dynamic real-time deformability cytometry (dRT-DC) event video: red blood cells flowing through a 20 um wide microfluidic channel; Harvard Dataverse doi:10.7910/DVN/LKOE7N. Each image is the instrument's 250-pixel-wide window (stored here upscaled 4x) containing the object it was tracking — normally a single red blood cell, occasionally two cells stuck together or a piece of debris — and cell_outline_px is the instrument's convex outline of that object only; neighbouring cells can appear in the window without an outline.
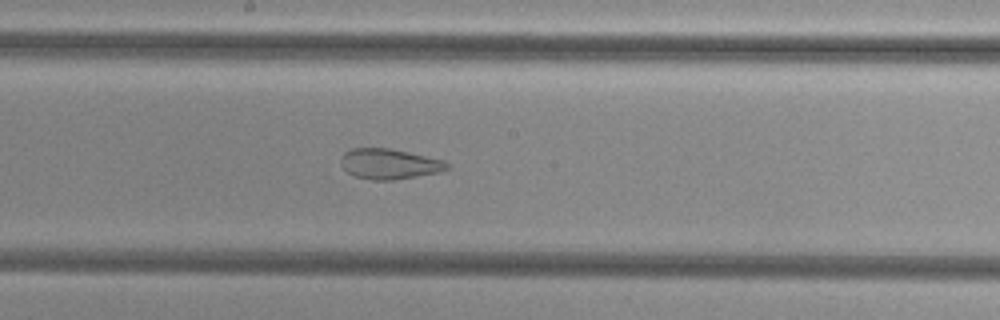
{"species": "common noctule bat (a hibernating species)", "species_latin": "Nyctalus noctula", "temperature_condition": "cold", "stored_images_in_passage": 55, "camera_frame_rate_fps": 3000, "um_per_image_px": 0.085, "animal": {"sex": "female", "body_mass_g": 29.2, "forearm_length_mm": 56.3}, "frame": {"image": 1, "passage_image": 30, "time_ms": 9.667, "image_size_px": [1000, 320], "cell_outline_px": [[448, 168], [440, 172], [392, 180], [372, 180], [356, 176], [348, 172], [340, 164], [340, 160], [344, 152], [352, 148], [388, 148], [408, 152], [444, 160], [448, 164]], "centroid_in_image_um": [33.07, 13.93], "position_along_channel_um": 215.1, "area_um2": 18.61}}
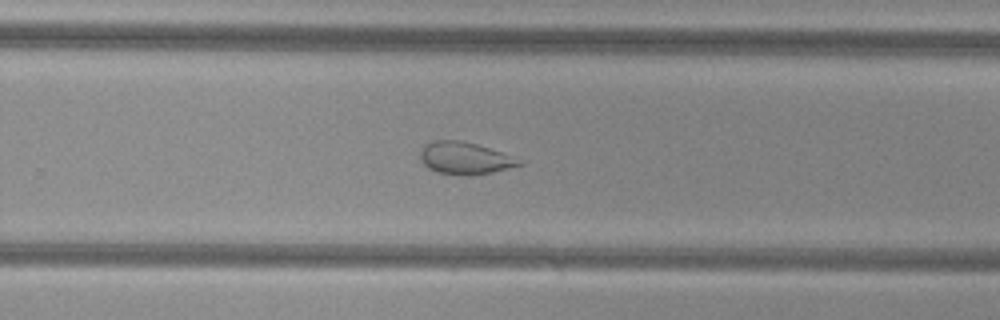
{"frame": {"image": 2, "passage_image": 36, "time_ms": 11.667, "image_size_px": [1000, 320], "cell_outline_px": [[528, 160], [524, 164], [492, 172], [436, 172], [428, 168], [420, 160], [420, 152], [424, 144], [436, 140], [460, 140], [476, 144]], "centroid_in_image_um": [39.56, 13.39], "position_along_channel_um": 290.2, "area_um2": 18.03}}
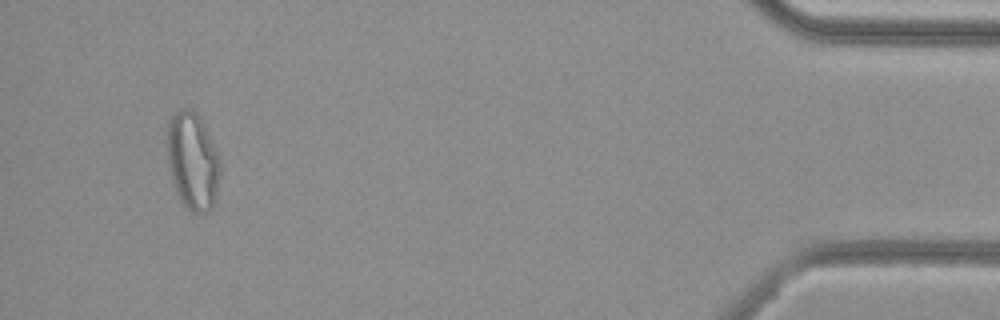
{"frame": {"image": 3, "passage_image": 52, "time_ms": 17.0, "image_size_px": [1000, 320], "cell_outline_px": [[220, 172], [216, 192], [212, 208], [208, 212], [200, 216], [192, 212], [180, 200], [176, 192], [168, 168], [168, 120], [180, 108], [188, 108], [196, 112], [200, 116], [220, 156]], "centroid_in_image_um": [16.39, 13.7], "position_along_channel_um": 418.8, "area_um2": 30.35}, "authors_computed_cell_mechanics": {"area_um2": 27.8596, "velocity_mm_per_s": 3.7633, "shape_relaxation_time_tau1_ms": null, "shape_relaxation_time_tau2_ms": 1.9577, "deformation_change_tau1": null, "deformation_change_tau2": 0.0947}}